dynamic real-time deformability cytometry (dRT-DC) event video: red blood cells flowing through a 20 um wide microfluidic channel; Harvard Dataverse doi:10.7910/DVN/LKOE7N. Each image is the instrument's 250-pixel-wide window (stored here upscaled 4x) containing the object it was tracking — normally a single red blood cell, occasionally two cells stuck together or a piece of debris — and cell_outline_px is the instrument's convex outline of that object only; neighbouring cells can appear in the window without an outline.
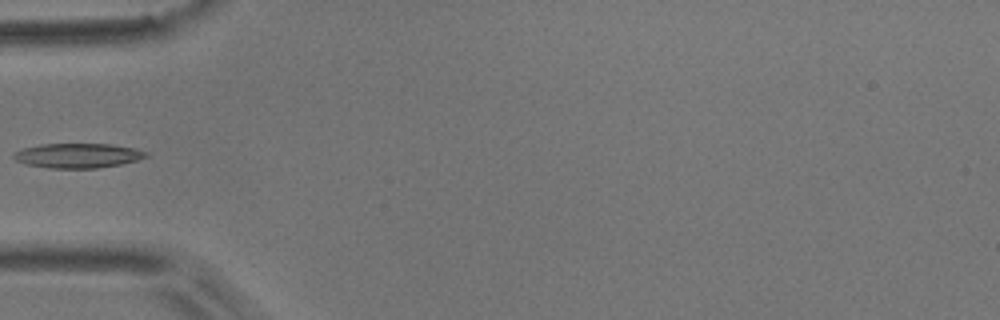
{"species": "common noctule bat (a hibernating species)", "species_latin": "Nyctalus noctula", "temperature_condition": "room temperature", "stored_images_in_passage": 4, "camera_frame_rate_fps": 3000, "um_per_image_px": 0.085, "animal": {"sex": "male", "body_mass_g": 17.9}, "frame": {"image": 1, "passage_image": 4, "time_ms": 1.0, "image_size_px": [1000, 320], "cell_outline_px": [[148, 156], [136, 160], [120, 164], [96, 168], [48, 168], [28, 164], [16, 160], [12, 156], [12, 152], [24, 148], [40, 144], [112, 144], [136, 148], [148, 152]], "centroid_in_image_um": [6.61, 13.21], "position_along_channel_um": 78.4, "area_um2": 18.96}}